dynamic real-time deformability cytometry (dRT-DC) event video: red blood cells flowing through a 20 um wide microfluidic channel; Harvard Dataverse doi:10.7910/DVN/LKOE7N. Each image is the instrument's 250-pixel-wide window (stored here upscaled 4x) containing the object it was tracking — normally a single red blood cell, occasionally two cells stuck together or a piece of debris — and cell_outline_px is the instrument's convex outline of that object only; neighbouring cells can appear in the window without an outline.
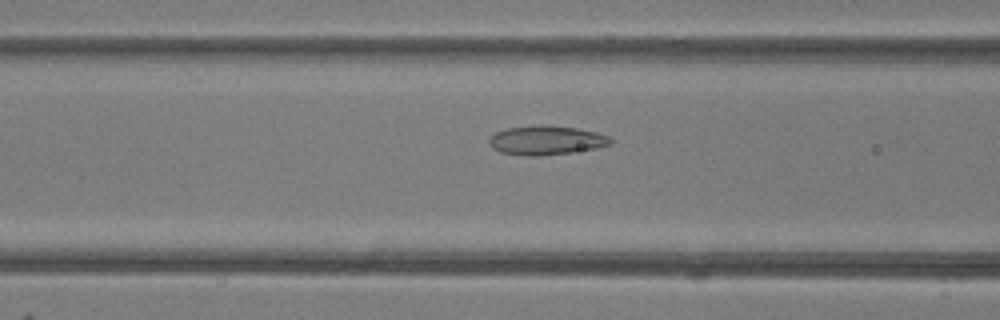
{"species": "common noctule bat (a hibernating species)", "species_latin": "Nyctalus noctula", "temperature_condition": "room temperature", "stored_images_in_passage": 40, "camera_frame_rate_fps": 3000, "um_per_image_px": 0.085, "animal": {"sex": "female"}, "frame": {"image": 1, "passage_image": 11, "time_ms": 3.333, "image_size_px": [1000, 320], "cell_outline_px": [[612, 144], [596, 148], [572, 152], [540, 156], [524, 156], [500, 152], [492, 148], [488, 140], [496, 132], [508, 128], [540, 124], [548, 124], [576, 128], [596, 132], [608, 136], [612, 140]], "centroid_in_image_um": [46.43, 11.92], "position_along_channel_um": 120.2, "area_um2": 20.75}}
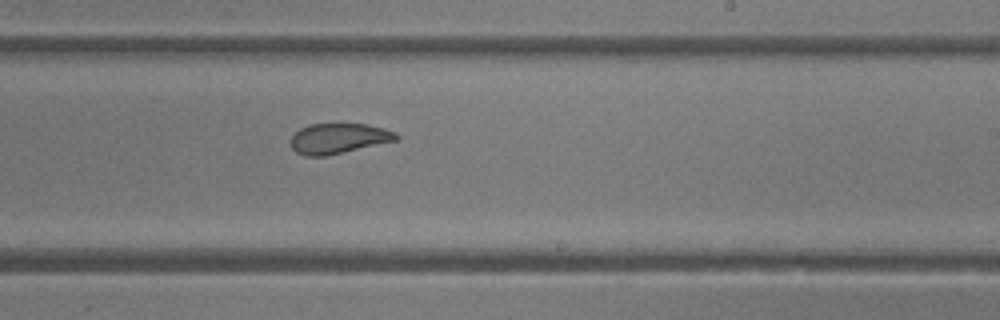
{"frame": {"image": 2, "passage_image": 21, "time_ms": 6.667, "image_size_px": [1000, 320], "cell_outline_px": [[400, 136], [396, 140], [328, 156], [304, 156], [296, 152], [292, 148], [292, 136], [300, 128], [308, 124], [368, 124], [384, 128], [396, 132]], "centroid_in_image_um": [28.78, 11.77], "position_along_channel_um": 260.2, "area_um2": 18.61}}
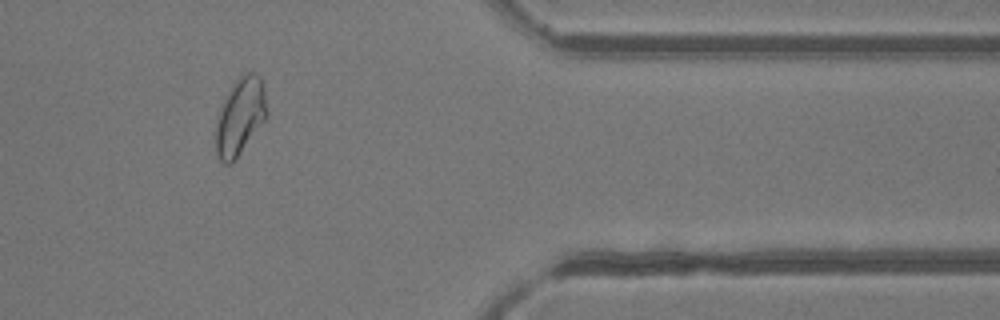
{"frame": {"image": 3, "passage_image": 32, "time_ms": 10.333, "image_size_px": [1000, 320], "cell_outline_px": [[268, 116], [232, 164], [224, 164], [220, 160], [216, 152], [216, 124], [220, 108], [232, 84], [240, 76], [248, 72], [256, 72], [260, 76], [264, 88], [268, 112]], "centroid_in_image_um": [20.43, 9.89], "position_along_channel_um": 391.0, "area_um2": 22.95}, "authors_computed_cell_mechanics": {"area_um2": 20.808, "velocity_mm_per_s": 4.2133, "shape_relaxation_time_tau1_ms": null, "shape_relaxation_time_tau2_ms": 1.3924, "deformation_change_tau1": null, "deformation_change_tau2": 0.0584}}